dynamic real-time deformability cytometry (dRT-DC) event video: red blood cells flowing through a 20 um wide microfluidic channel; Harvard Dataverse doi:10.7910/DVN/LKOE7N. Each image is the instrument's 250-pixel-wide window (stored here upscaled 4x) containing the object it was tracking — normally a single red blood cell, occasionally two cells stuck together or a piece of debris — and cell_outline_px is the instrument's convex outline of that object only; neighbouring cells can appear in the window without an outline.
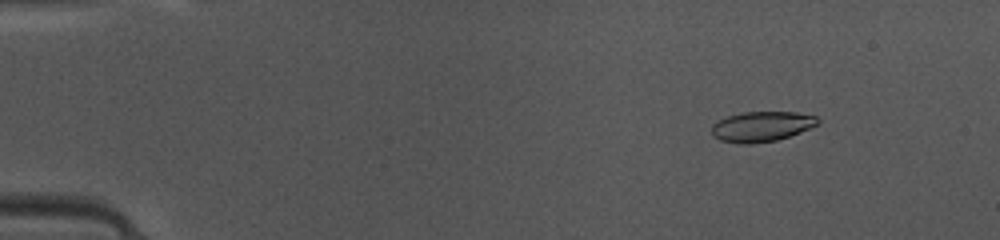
{"species": "common noctule bat (a hibernating species)", "species_latin": "Nyctalus noctula", "temperature_condition": "warm", "stored_images_in_passage": 49, "camera_frame_rate_fps": 3000, "um_per_image_px": 0.085, "animal": {"sex": "female", "body_mass_g": 10.0, "forearm_length_mm": 53.1}, "frame": {"image": 1, "passage_image": 7, "time_ms": 2.0, "image_size_px": [1000, 240], "cell_outline_px": [[820, 124], [800, 132], [776, 140], [752, 144], [740, 144], [720, 140], [712, 136], [712, 124], [728, 116], [744, 112], [796, 112], [816, 116], [820, 120]], "centroid_in_image_um": [64.75, 10.76], "position_along_channel_um": 20.2, "area_um2": 18.67}}
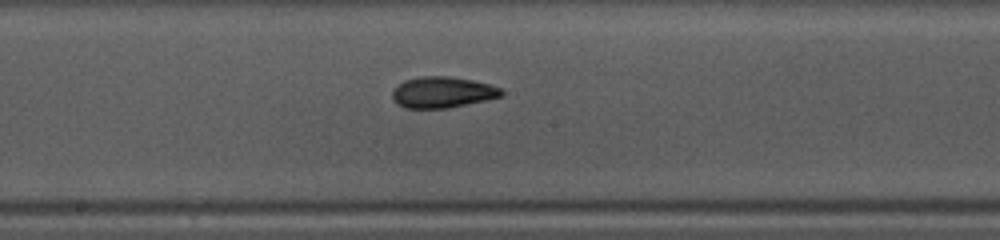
{"frame": {"image": 2, "passage_image": 27, "time_ms": 8.667, "image_size_px": [1000, 240], "cell_outline_px": [[504, 96], [448, 108], [404, 108], [396, 104], [392, 100], [392, 92], [404, 80], [420, 76], [448, 76], [472, 80], [488, 84], [500, 88], [504, 92]], "centroid_in_image_um": [37.6, 7.85], "position_along_channel_um": 210.6, "area_um2": 19.77}}
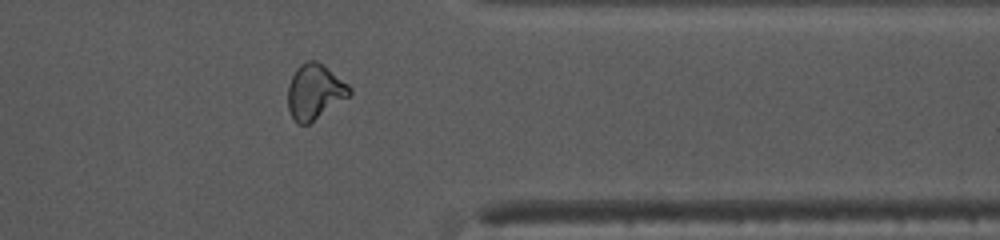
{"frame": {"image": 3, "passage_image": 40, "time_ms": 13.0, "image_size_px": [1000, 240], "cell_outline_px": [[352, 96], [308, 124], [296, 124], [288, 108], [288, 84], [296, 68], [300, 64], [308, 60], [316, 60], [348, 84], [352, 88]], "centroid_in_image_um": [26.77, 7.81], "position_along_channel_um": 384.6, "area_um2": 19.94}, "authors_computed_cell_mechanics": {"area_um2": 19.1896, "velocity_mm_per_s": 4.1668, "shape_relaxation_time_tau1_ms": 3.5093, "shape_relaxation_time_tau2_ms": 2.2145, "deformation_change_tau1": 0.151, "deformation_change_tau2": 0.0745}}